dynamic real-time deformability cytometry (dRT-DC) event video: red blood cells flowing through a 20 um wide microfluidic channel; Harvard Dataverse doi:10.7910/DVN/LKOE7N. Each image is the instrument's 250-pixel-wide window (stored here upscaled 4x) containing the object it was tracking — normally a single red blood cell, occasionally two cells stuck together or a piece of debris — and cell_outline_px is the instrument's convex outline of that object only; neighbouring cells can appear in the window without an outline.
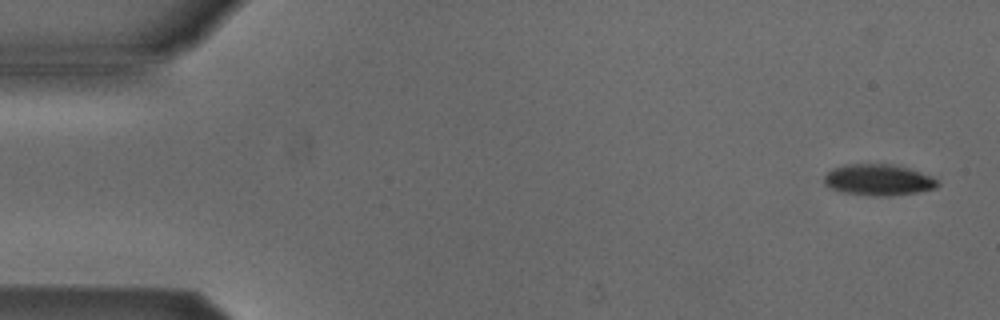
{"species": "Egyptian fruit bat (a non-hibernating species)", "species_latin": "Rousettus aegyptiacus", "temperature_condition": "cold", "stored_images_in_passage": 53, "camera_frame_rate_fps": 3000, "um_per_image_px": 0.085, "animal": {"sex": "male"}, "frame": {"image": 1, "passage_image": 2, "time_ms": 0.333, "image_size_px": [1000, 320], "cell_outline_px": [[940, 184], [936, 188], [916, 192], [888, 196], [872, 196], [840, 192], [828, 188], [824, 184], [824, 176], [832, 168], [848, 164], [888, 164], [908, 168], [932, 176]], "centroid_in_image_um": [74.62, 15.3], "position_along_channel_um": 10.4, "area_um2": 20.69}}
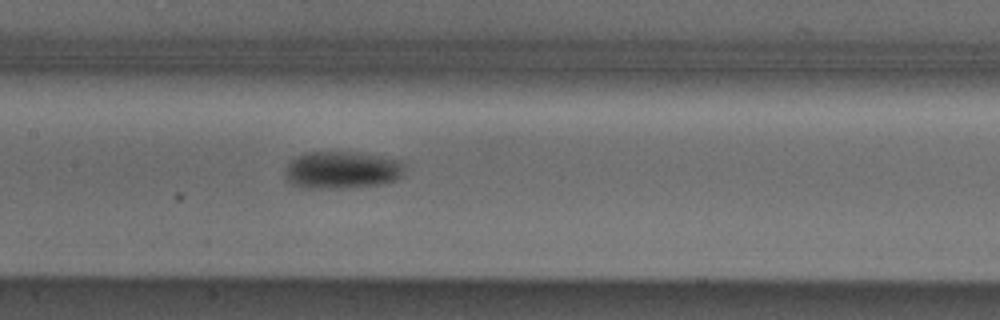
{"frame": {"image": 2, "passage_image": 25, "time_ms": 8.0, "image_size_px": [1000, 320], "cell_outline_px": [[404, 176], [396, 180], [384, 184], [340, 188], [300, 188], [292, 184], [284, 176], [284, 172], [288, 164], [296, 156], [304, 152], [356, 152], [404, 160]], "centroid_in_image_um": [29.09, 14.45], "position_along_channel_um": 178.3, "area_um2": 26.47}}
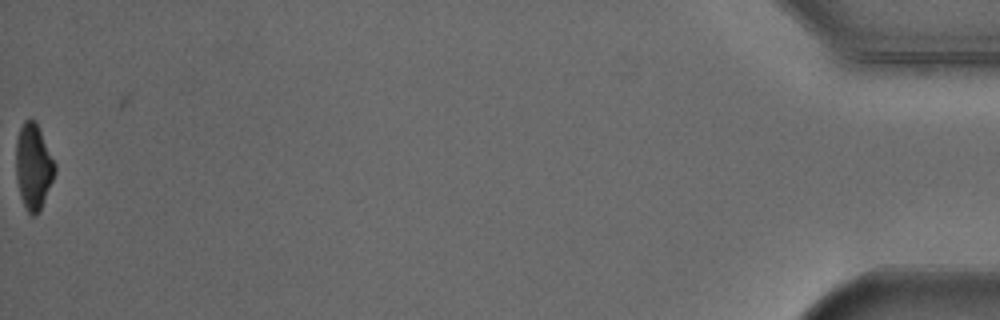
{"frame": {"image": 3, "passage_image": 53, "time_ms": 17.333, "image_size_px": [1000, 320], "cell_outline_px": [[56, 172], [40, 212], [36, 216], [32, 216], [28, 212], [20, 196], [16, 176], [16, 140], [20, 128], [24, 120], [36, 120], [56, 164]], "centroid_in_image_um": [2.85, 14.16], "position_along_channel_um": 432.3, "area_um2": 19.59}, "authors_computed_cell_mechanics": {"area_um2": 22.1374, "velocity_mm_per_s": 3.8681, "shape_relaxation_time_tau1_ms": 3.2434, "shape_relaxation_time_tau2_ms": null, "deformation_change_tau1": 0.1106, "deformation_change_tau2": null}}